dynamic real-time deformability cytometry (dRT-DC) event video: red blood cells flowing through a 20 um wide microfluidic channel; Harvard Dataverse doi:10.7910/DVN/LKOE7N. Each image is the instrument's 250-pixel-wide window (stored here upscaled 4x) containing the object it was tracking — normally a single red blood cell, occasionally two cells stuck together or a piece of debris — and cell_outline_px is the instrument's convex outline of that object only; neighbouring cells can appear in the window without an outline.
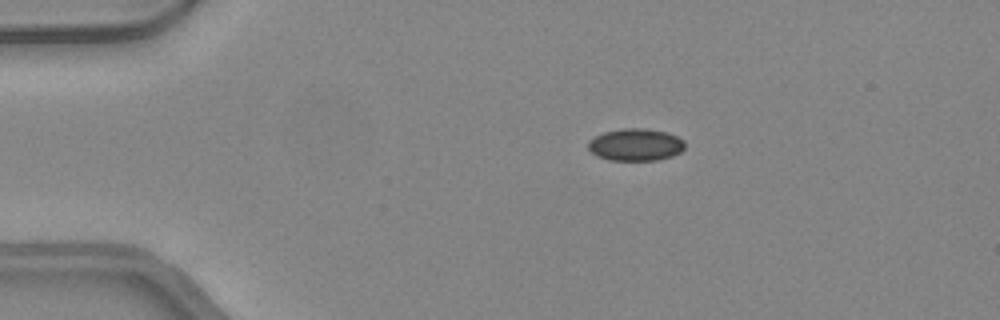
{"species": "common noctule bat (a hibernating species)", "species_latin": "Nyctalus noctula", "temperature_condition": "warm", "stored_images_in_passage": 45, "camera_frame_rate_fps": 3000, "um_per_image_px": 0.085, "animal": {"sex": "female", "body_mass_g": 24.6, "forearm_length_mm": 56.2}, "frame": {"image": 1, "passage_image": 6, "time_ms": 1.667, "image_size_px": [1000, 320], "cell_outline_px": [[684, 148], [680, 152], [672, 156], [656, 160], [608, 160], [596, 156], [588, 148], [588, 140], [604, 132], [620, 128], [644, 128], [668, 132], [684, 140]], "centroid_in_image_um": [54.01, 12.29], "position_along_channel_um": 31.0, "area_um2": 18.26}}
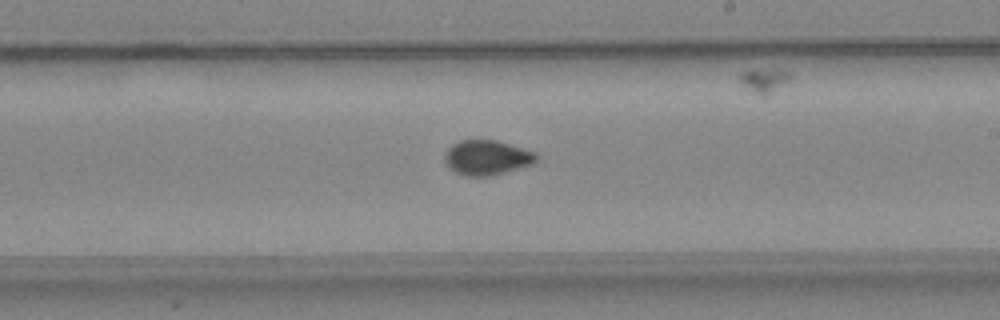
{"frame": {"image": 2, "passage_image": 25, "time_ms": 8.0, "image_size_px": [1000, 320], "cell_outline_px": [[540, 156], [532, 164], [504, 172], [488, 176], [464, 176], [448, 168], [444, 160], [444, 152], [452, 144], [460, 140], [496, 140], [536, 152]], "centroid_in_image_um": [41.36, 13.39], "position_along_channel_um": 247.6, "area_um2": 18.67}}
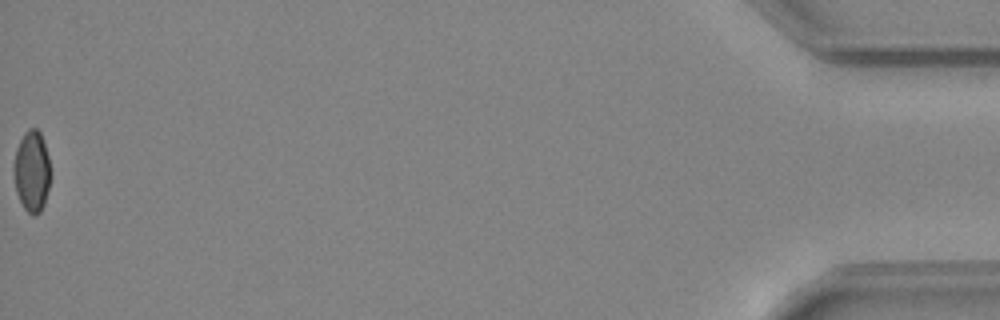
{"frame": {"image": 3, "passage_image": 45, "time_ms": 14.667, "image_size_px": [1000, 320], "cell_outline_px": [[52, 176], [44, 204], [40, 212], [36, 216], [32, 216], [24, 208], [16, 192], [12, 172], [12, 164], [16, 148], [24, 132], [28, 128], [36, 128], [40, 132], [48, 156], [52, 172]], "centroid_in_image_um": [2.7, 14.57], "position_along_channel_um": 432.5, "area_um2": 17.92}, "authors_computed_cell_mechanics": {"area_um2": 18.2648, "velocity_mm_per_s": 4.2952, "shape_relaxation_time_tau1_ms": null, "shape_relaxation_time_tau2_ms": 1.0055, "deformation_change_tau1": null, "deformation_change_tau2": 0.0409}}